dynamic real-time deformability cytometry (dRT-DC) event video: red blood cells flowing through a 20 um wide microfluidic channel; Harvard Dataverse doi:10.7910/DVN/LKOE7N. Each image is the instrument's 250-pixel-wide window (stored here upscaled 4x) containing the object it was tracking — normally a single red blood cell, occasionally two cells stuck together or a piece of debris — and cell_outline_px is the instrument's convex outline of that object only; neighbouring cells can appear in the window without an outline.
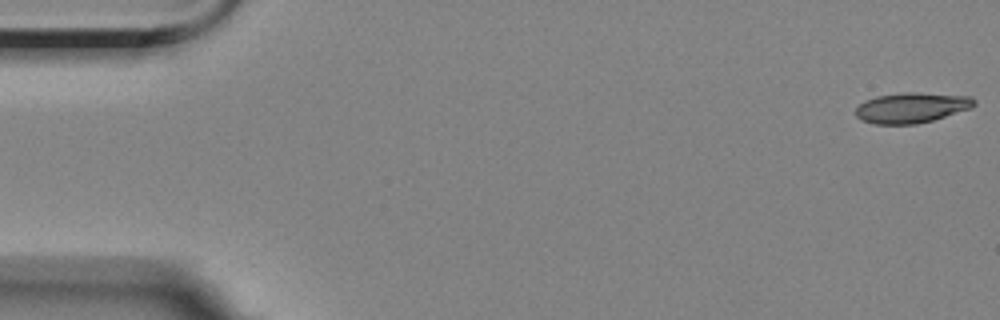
{"species": "Egyptian fruit bat (a non-hibernating species)", "species_latin": "Rousettus aegyptiacus", "temperature_condition": "room temperature", "stored_images_in_passage": 56, "camera_frame_rate_fps": 3000, "um_per_image_px": 0.085, "animal": {"sex": "female"}, "frame": {"image": 1, "passage_image": 1, "time_ms": 0.0, "image_size_px": [1000, 320], "cell_outline_px": [[976, 104], [972, 108], [932, 120], [916, 124], [876, 124], [860, 120], [856, 116], [856, 108], [864, 100], [876, 96], [904, 92], [916, 92], [972, 96], [976, 100]], "centroid_in_image_um": [77.49, 9.14], "position_along_channel_um": 7.5, "area_um2": 21.1}}
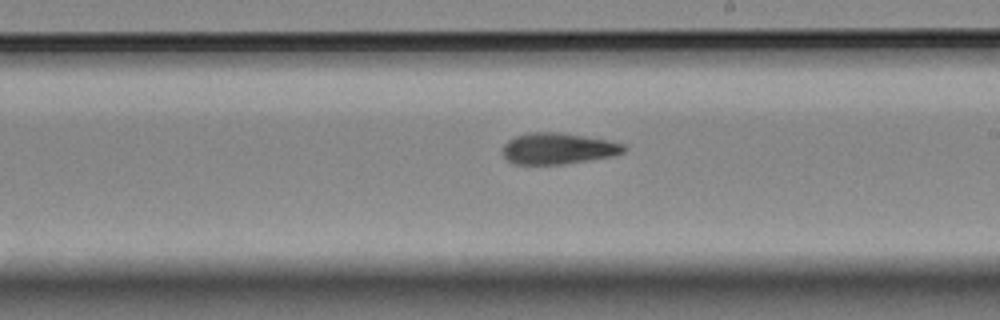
{"frame": {"image": 2, "passage_image": 32, "time_ms": 10.333, "image_size_px": [1000, 320], "cell_outline_px": [[628, 148], [624, 152], [612, 156], [564, 164], [512, 164], [504, 156], [504, 144], [508, 140], [516, 136], [532, 132], [560, 132], [608, 140], [624, 144]], "centroid_in_image_um": [47.45, 12.62], "position_along_channel_um": 241.5, "area_um2": 21.96}}
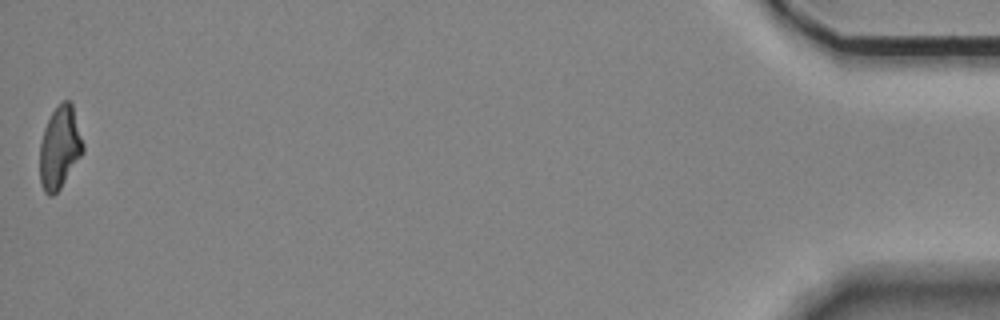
{"frame": {"image": 3, "passage_image": 56, "time_ms": 18.333, "image_size_px": [1000, 320], "cell_outline_px": [[84, 152], [60, 188], [52, 196], [48, 196], [44, 192], [40, 180], [40, 144], [44, 128], [52, 112], [64, 100], [68, 100], [72, 104], [84, 144]], "centroid_in_image_um": [5.08, 12.56], "position_along_channel_um": 430.1, "area_um2": 20.58}, "authors_computed_cell_mechanics": {"area_um2": 21.7039, "velocity_mm_per_s": 3.5452, "shape_relaxation_time_tau1_ms": 8.2436, "shape_relaxation_time_tau2_ms": 3.6671, "deformation_change_tau1": 0.2225, "deformation_change_tau2": 0.1053}}